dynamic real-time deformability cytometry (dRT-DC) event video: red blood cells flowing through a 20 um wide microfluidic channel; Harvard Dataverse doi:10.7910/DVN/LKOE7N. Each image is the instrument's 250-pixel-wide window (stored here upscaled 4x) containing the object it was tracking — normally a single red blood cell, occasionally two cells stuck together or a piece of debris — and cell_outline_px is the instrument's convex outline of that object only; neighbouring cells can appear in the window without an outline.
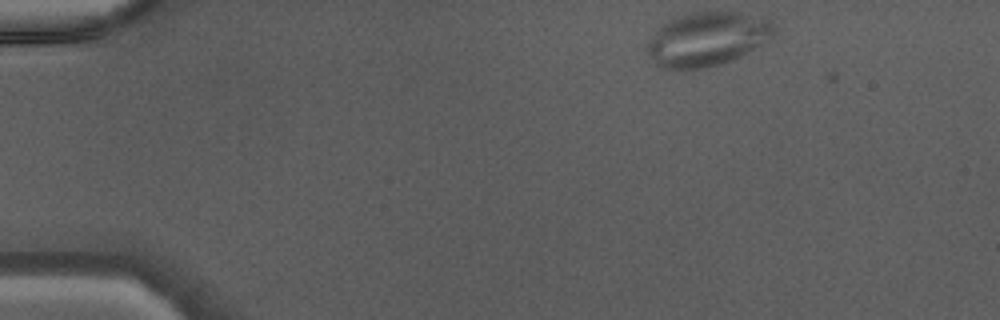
{"species": "Egyptian fruit bat (a non-hibernating species)", "species_latin": "Rousettus aegyptiacus", "temperature_condition": "warm", "stored_images_in_passage": 40, "camera_frame_rate_fps": 3000, "um_per_image_px": 0.085, "animal": {"sex": "male"}, "frame": {"image": 1, "passage_image": 1, "time_ms": 0.0, "image_size_px": [1000, 320], "cell_outline_px": [[776, 32], [772, 36], [760, 44], [740, 56], [732, 60], [720, 64], [704, 68], [680, 72], [660, 68], [656, 64], [648, 52], [644, 44], [664, 24], [680, 16], [692, 12], [740, 12], [764, 16], [772, 20], [776, 28]], "centroid_in_image_um": [60.12, 3.34], "position_along_channel_um": 24.9, "area_um2": 40.17}}
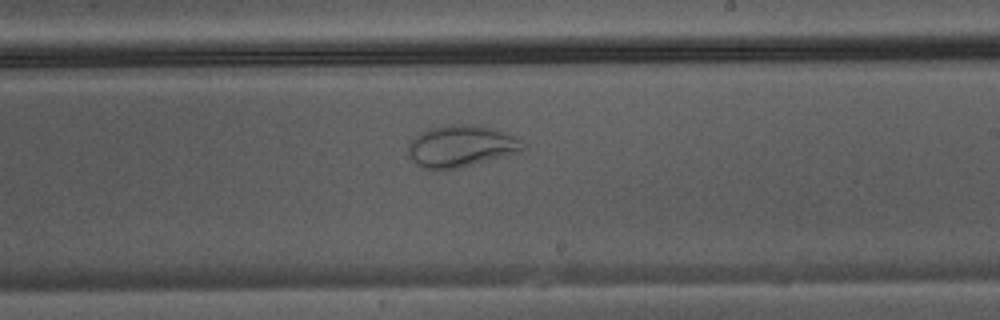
{"frame": {"image": 2, "passage_image": 22, "time_ms": 7.0, "image_size_px": [1000, 320], "cell_outline_px": [[524, 148], [520, 152], [460, 168], [436, 172], [420, 168], [408, 156], [408, 144], [420, 132], [432, 128], [452, 124], [472, 124], [488, 128], [512, 136], [520, 140], [524, 144]], "centroid_in_image_um": [39.11, 12.47], "position_along_channel_um": 249.9, "area_um2": 27.98}}
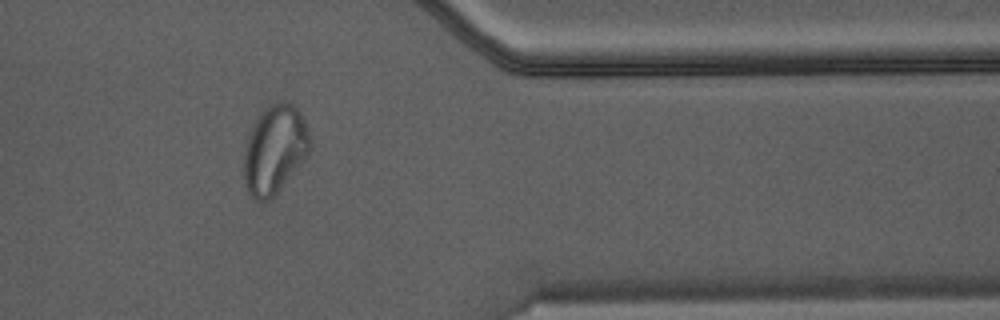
{"frame": {"image": 3, "passage_image": 32, "time_ms": 10.333, "image_size_px": [1000, 320], "cell_outline_px": [[312, 144], [304, 160], [276, 196], [272, 200], [264, 204], [256, 200], [248, 192], [244, 176], [244, 156], [248, 132], [252, 124], [276, 100], [288, 100], [300, 112], [304, 120], [312, 140]], "centroid_in_image_um": [23.36, 12.75], "position_along_channel_um": 388.0, "area_um2": 34.51}}